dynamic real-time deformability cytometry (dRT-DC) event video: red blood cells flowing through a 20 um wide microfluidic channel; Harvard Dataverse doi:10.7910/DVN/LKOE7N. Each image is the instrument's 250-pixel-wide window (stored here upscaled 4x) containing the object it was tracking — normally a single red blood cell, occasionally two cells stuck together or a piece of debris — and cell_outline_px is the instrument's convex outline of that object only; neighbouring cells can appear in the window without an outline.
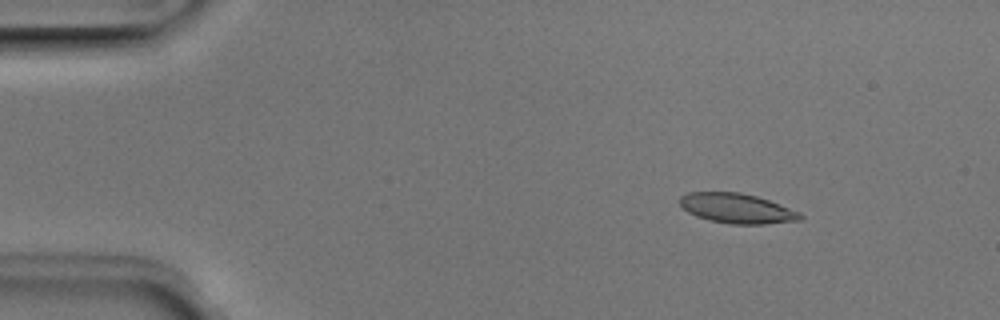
{"species": "Egyptian fruit bat (a non-hibernating species)", "species_latin": "Rousettus aegyptiacus", "temperature_condition": "room temperature", "stored_images_in_passage": 4, "camera_frame_rate_fps": 3000, "um_per_image_px": 0.085, "animal": {"sex": "male"}, "frame": {"image": 1, "passage_image": 2, "time_ms": 0.333, "image_size_px": [1000, 320], "cell_outline_px": [[804, 216], [800, 220], [764, 224], [728, 224], [708, 220], [696, 216], [688, 212], [680, 204], [680, 196], [688, 192], [740, 192], [756, 196], [768, 200], [800, 212]], "centroid_in_image_um": [62.62, 17.71], "position_along_channel_um": 22.4, "area_um2": 20.92}}